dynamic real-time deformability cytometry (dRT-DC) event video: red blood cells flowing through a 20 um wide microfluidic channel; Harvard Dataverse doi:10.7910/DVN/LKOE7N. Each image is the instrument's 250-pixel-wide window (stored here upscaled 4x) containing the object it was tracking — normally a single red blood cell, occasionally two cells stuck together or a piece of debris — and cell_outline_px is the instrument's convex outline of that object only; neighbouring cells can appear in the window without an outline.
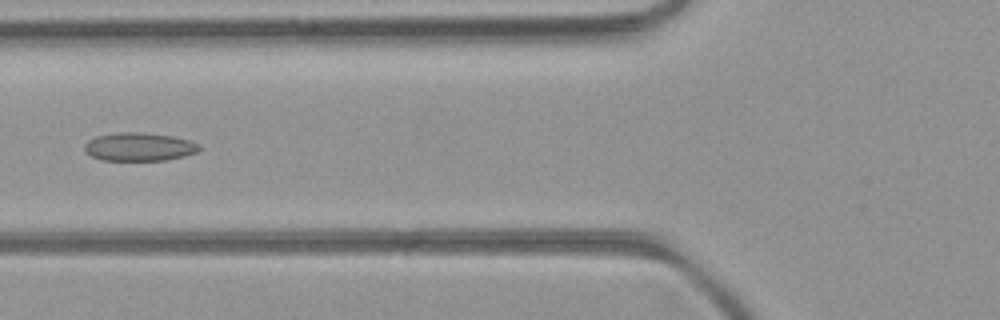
{"species": "common noctule bat (a hibernating species)", "species_latin": "Nyctalus noctula", "temperature_condition": "room temperature", "stored_images_in_passage": 31, "camera_frame_rate_fps": 3000, "um_per_image_px": 0.085, "animal": {"sex": "female", "body_mass_g": 21.9}, "frame": {"image": 1, "passage_image": 10, "time_ms": 3.0, "image_size_px": [1000, 320], "cell_outline_px": [[200, 148], [196, 152], [184, 156], [164, 160], [100, 160], [84, 152], [84, 144], [88, 140], [96, 136], [120, 132], [140, 132], [172, 136], [188, 140], [200, 144]], "centroid_in_image_um": [11.79, 12.48], "position_along_channel_um": 114.0, "area_um2": 18.9}}
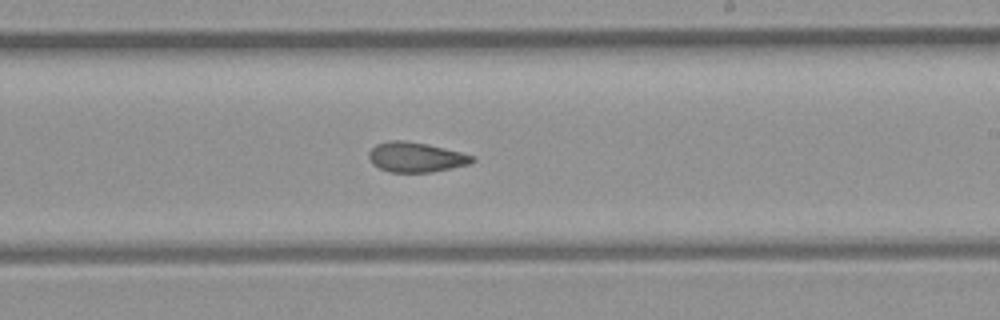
{"frame": {"image": 2, "passage_image": 20, "time_ms": 6.333, "image_size_px": [1000, 320], "cell_outline_px": [[476, 160], [472, 164], [432, 172], [388, 172], [372, 164], [368, 156], [368, 152], [376, 144], [388, 140], [404, 140], [428, 144], [476, 156]], "centroid_in_image_um": [35.37, 13.36], "position_along_channel_um": 253.6, "area_um2": 18.26}}
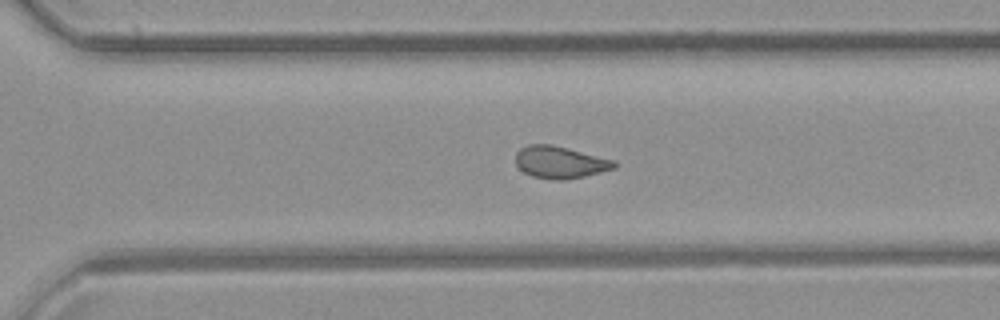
{"frame": {"image": 3, "passage_image": 25, "time_ms": 8.0, "image_size_px": [1000, 320], "cell_outline_px": [[616, 168], [584, 176], [564, 180], [552, 180], [532, 176], [524, 172], [516, 164], [516, 152], [520, 148], [528, 144], [552, 144], [616, 160]], "centroid_in_image_um": [47.6, 13.78], "position_along_channel_um": 323.0, "area_um2": 18.55}, "authors_computed_cell_mechanics": {"area_um2": 18.5538, "velocity_mm_per_s": 4.1786, "shape_relaxation_time_tau1_ms": null, "shape_relaxation_time_tau2_ms": 2.8855, "deformation_change_tau1": null, "deformation_change_tau2": 0.0968}}